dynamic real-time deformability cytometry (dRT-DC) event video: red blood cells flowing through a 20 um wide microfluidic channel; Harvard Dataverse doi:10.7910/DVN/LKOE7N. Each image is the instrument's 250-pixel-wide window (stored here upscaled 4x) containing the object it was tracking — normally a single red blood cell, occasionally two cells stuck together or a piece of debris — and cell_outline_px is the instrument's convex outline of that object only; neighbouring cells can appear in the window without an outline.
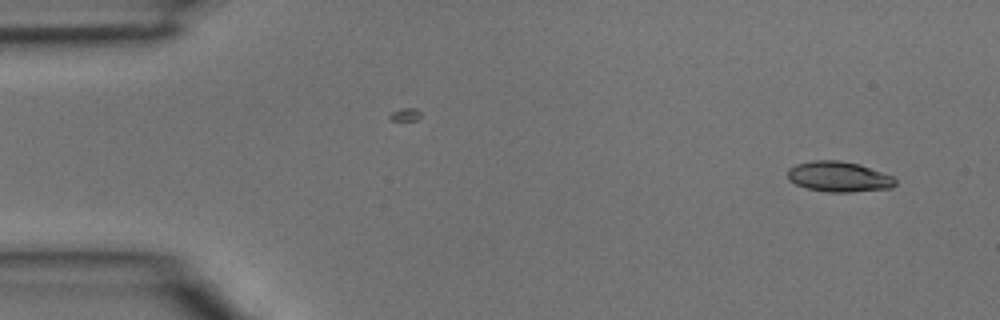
{"species": "common noctule bat (a hibernating species)", "species_latin": "Nyctalus noctula", "temperature_condition": "room temperature", "stored_images_in_passage": 2, "camera_frame_rate_fps": 3000, "um_per_image_px": 0.085, "animal": {"sex": "male", "body_mass_g": 15.6}, "frame": {"image": 1, "passage_image": 2, "time_ms": 0.333, "image_size_px": [1000, 320], "cell_outline_px": [[896, 184], [892, 188], [852, 192], [828, 192], [808, 188], [796, 184], [788, 180], [788, 168], [796, 164], [812, 160], [840, 160], [860, 164], [892, 176], [896, 180]], "centroid_in_image_um": [71.3, 15.01], "position_along_channel_um": 13.7, "area_um2": 19.13}}